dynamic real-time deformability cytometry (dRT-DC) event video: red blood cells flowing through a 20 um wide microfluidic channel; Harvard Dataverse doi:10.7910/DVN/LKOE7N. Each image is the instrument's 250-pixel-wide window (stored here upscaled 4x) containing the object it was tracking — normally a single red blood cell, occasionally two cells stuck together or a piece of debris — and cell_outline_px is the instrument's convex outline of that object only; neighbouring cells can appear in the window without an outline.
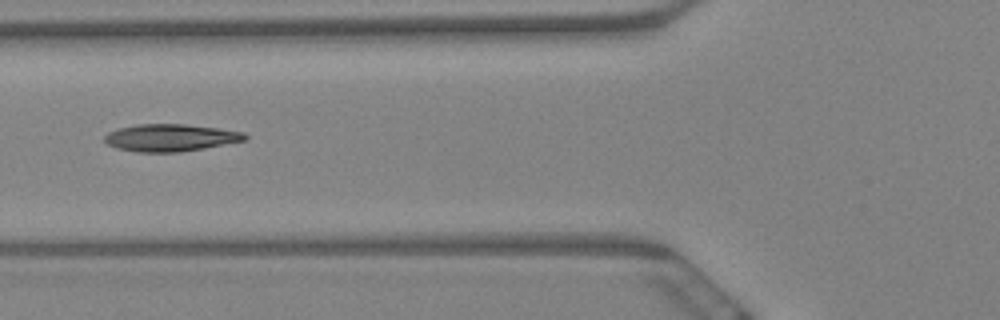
{"species": "Egyptian fruit bat (a non-hibernating species)", "species_latin": "Rousettus aegyptiacus", "temperature_condition": "warm", "stored_images_in_passage": 9, "camera_frame_rate_fps": 3000, "um_per_image_px": 0.085, "animal": {"sex": "female"}, "frame": {"image": 1, "passage_image": 6, "time_ms": 1.667, "image_size_px": [1000, 320], "cell_outline_px": [[248, 140], [204, 148], [180, 152], [136, 152], [116, 148], [108, 144], [104, 140], [104, 136], [108, 132], [120, 128], [136, 124], [184, 124], [220, 128], [244, 132], [248, 136]], "centroid_in_image_um": [14.52, 11.7], "position_along_channel_um": 111.3, "area_um2": 22.43}}
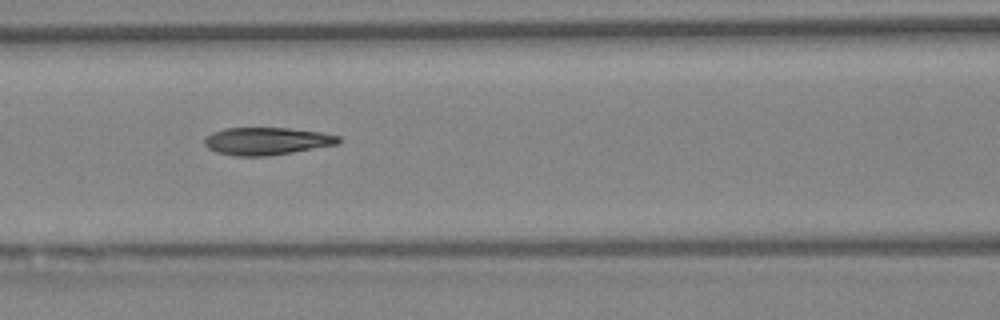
{"frame": {"image": 2, "passage_image": 7, "time_ms": 2.0, "image_size_px": [1000, 320], "cell_outline_px": [[340, 140], [336, 144], [292, 152], [268, 156], [232, 156], [216, 152], [208, 148], [204, 144], [204, 140], [212, 132], [224, 128], [288, 128], [320, 132], [340, 136]], "centroid_in_image_um": [22.63, 11.99], "position_along_channel_um": 144.0, "area_um2": 21.39}}
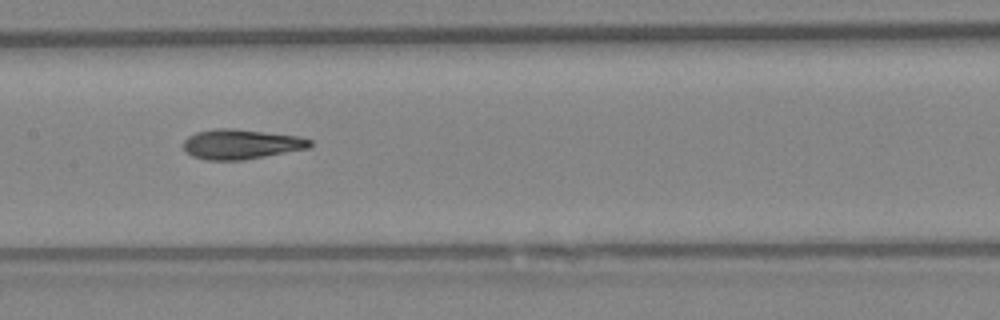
{"frame": {"image": 3, "passage_image": 8, "time_ms": 2.333, "image_size_px": [1000, 320], "cell_outline_px": [[312, 144], [308, 148], [244, 160], [208, 160], [192, 156], [184, 148], [184, 140], [188, 136], [196, 132], [216, 128], [232, 128], [300, 136], [312, 140]], "centroid_in_image_um": [20.5, 12.25], "position_along_channel_um": 186.9, "area_um2": 21.96}}